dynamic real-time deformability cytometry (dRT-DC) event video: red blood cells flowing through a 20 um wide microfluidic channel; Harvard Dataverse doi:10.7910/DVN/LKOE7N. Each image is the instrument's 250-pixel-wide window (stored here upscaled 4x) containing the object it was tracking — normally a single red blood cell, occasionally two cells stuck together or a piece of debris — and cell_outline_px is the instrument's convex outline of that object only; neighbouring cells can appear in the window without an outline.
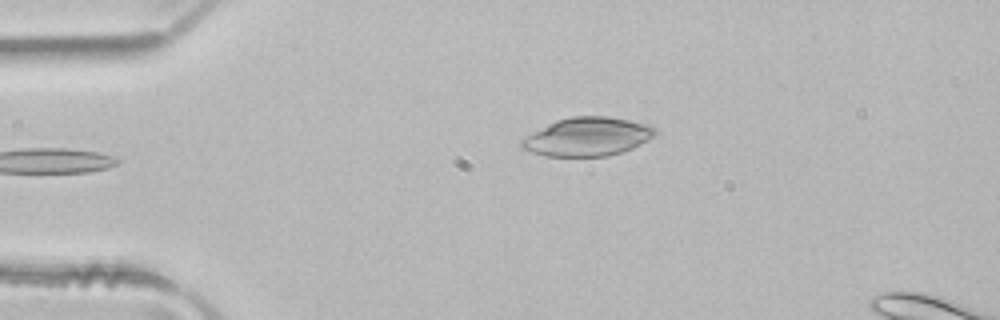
{"species": "common noctule bat (a hibernating species)", "species_latin": "Nyctalus noctula", "temperature_condition": "room temperature", "stored_images_in_passage": 5, "camera_frame_rate_fps": 3000, "um_per_image_px": 0.085, "animal": {"sex": "male", "body_mass_g": 21.5, "forearm_length_mm": 52.0}, "frame": {"image": 1, "passage_image": 5, "time_ms": 1.333, "image_size_px": [1000, 320], "cell_outline_px": [[656, 136], [632, 148], [608, 156], [544, 156], [520, 148], [516, 144], [520, 140], [532, 132], [556, 120], [572, 116], [608, 116], [652, 124], [656, 128]], "centroid_in_image_um": [49.93, 11.61], "position_along_channel_um": 35.1, "area_um2": 30.35}}